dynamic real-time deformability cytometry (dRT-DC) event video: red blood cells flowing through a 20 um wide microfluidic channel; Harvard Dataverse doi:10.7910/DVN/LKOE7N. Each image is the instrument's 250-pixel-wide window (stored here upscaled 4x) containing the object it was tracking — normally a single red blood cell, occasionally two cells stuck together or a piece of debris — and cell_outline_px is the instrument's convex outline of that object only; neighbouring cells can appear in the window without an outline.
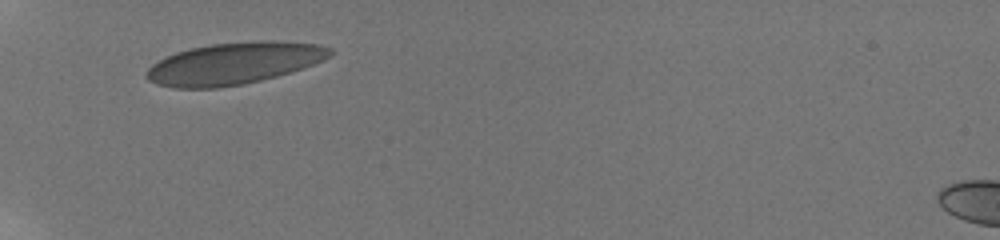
{"species": "human", "species_latin": "Homo sapiens", "temperature_condition": "room temperature", "stored_images_in_passage": 27, "camera_frame_rate_fps": 3000, "um_per_image_px": 0.085, "donor": {"sex": "male"}, "frame": {"image": 1, "passage_image": 1, "time_ms": 0.0, "image_size_px": [1000, 240], "cell_outline_px": [[332, 56], [324, 60], [304, 68], [276, 76], [244, 84], [216, 88], [176, 88], [156, 84], [148, 80], [144, 76], [144, 72], [152, 64], [176, 52], [192, 48], [212, 44], [256, 40], [264, 40], [320, 44], [332, 48]], "centroid_in_image_um": [19.9, 5.39], "position_along_channel_um": 65.1, "area_um2": 44.85}}
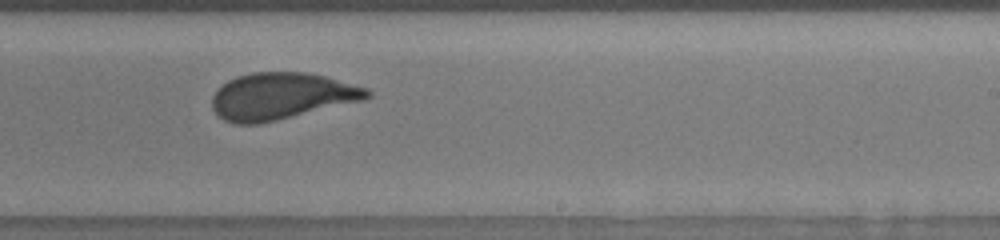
{"frame": {"image": 2, "passage_image": 15, "time_ms": 5.667, "image_size_px": [1000, 240], "cell_outline_px": [[372, 96], [360, 100], [276, 120], [256, 124], [236, 124], [224, 120], [216, 116], [212, 108], [212, 96], [228, 80], [236, 76], [252, 72], [308, 72], [324, 76], [368, 88], [372, 92]], "centroid_in_image_um": [23.87, 8.16], "position_along_channel_um": 265.1, "area_um2": 41.85}}
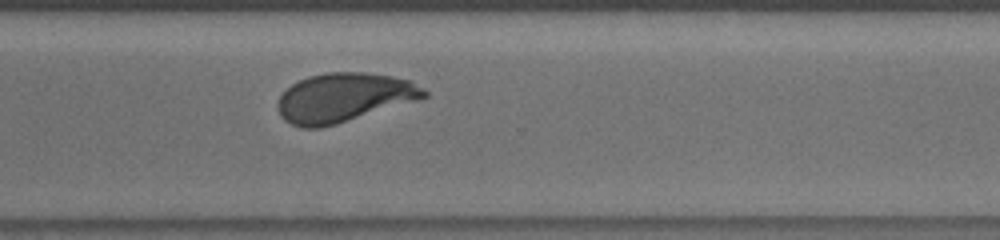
{"frame": {"image": 3, "passage_image": 20, "time_ms": 7.667, "image_size_px": [1000, 240], "cell_outline_px": [[428, 96], [336, 124], [320, 128], [300, 128], [284, 120], [280, 116], [276, 108], [276, 104], [280, 96], [292, 84], [308, 76], [328, 72], [364, 72], [392, 76], [408, 80], [424, 88], [428, 92]], "centroid_in_image_um": [29.17, 8.29], "position_along_channel_um": 341.4, "area_um2": 41.5}, "authors_computed_cell_mechanics": {"area_um2": 41.905, "velocity_mm_per_s": 3.8093, "shape_relaxation_time_tau1_ms": 7.6802, "shape_relaxation_time_tau2_ms": null, "deformation_change_tau1": 0.1976, "deformation_change_tau2": null}}